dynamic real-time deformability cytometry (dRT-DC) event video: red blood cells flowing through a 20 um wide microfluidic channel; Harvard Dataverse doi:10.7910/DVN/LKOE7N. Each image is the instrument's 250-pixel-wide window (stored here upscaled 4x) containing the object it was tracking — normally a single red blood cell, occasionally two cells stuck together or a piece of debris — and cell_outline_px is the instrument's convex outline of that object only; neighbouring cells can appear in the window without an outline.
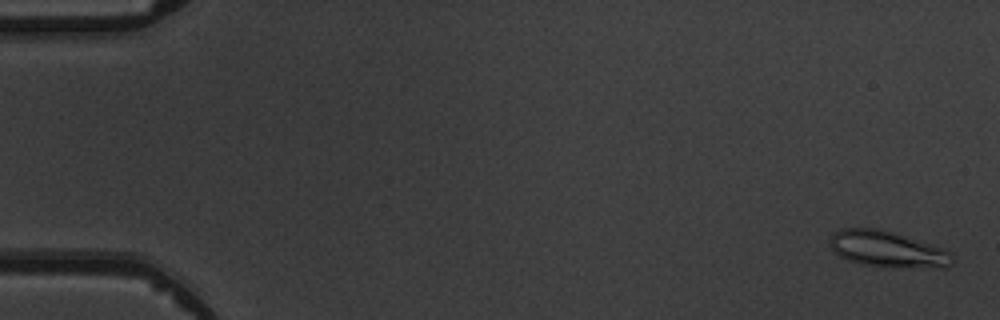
{"species": "common noctule bat (a hibernating species)", "species_latin": "Nyctalus noctula", "temperature_condition": "warm", "stored_images_in_passage": 6, "camera_frame_rate_fps": 3000, "um_per_image_px": 0.085, "animal": {"sex": "male", "body_mass_g": 19.5, "forearm_length_mm": 54.6}, "frame": {"image": 1, "passage_image": 1, "time_ms": 0.0, "image_size_px": [1000, 320], "cell_outline_px": [[952, 264], [944, 268], [860, 264], [848, 260], [840, 256], [832, 248], [828, 240], [832, 232], [840, 228], [880, 228], [944, 248], [952, 252]], "centroid_in_image_um": [75.41, 21.15], "position_along_channel_um": 9.6, "area_um2": 25.55}}